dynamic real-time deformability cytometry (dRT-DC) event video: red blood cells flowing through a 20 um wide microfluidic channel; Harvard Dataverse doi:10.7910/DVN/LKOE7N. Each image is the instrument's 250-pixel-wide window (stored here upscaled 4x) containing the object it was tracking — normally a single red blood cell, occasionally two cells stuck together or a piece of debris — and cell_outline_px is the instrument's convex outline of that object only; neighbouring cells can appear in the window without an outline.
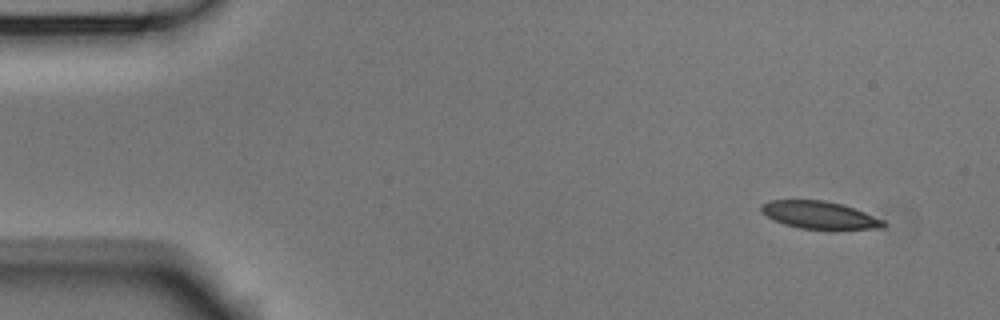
{"species": "Egyptian fruit bat (a non-hibernating species)", "species_latin": "Rousettus aegyptiacus", "temperature_condition": "room temperature", "stored_images_in_passage": 4, "camera_frame_rate_fps": 3000, "um_per_image_px": 0.085, "animal": {"sex": "male"}, "frame": {"image": 1, "passage_image": 1, "time_ms": 0.0, "image_size_px": [1000, 320], "cell_outline_px": [[888, 224], [884, 228], [800, 228], [784, 224], [768, 216], [760, 208], [760, 204], [772, 200], [824, 200], [840, 204], [864, 212], [884, 220]], "centroid_in_image_um": [69.66, 18.26], "position_along_channel_um": 15.3, "area_um2": 19.02}}
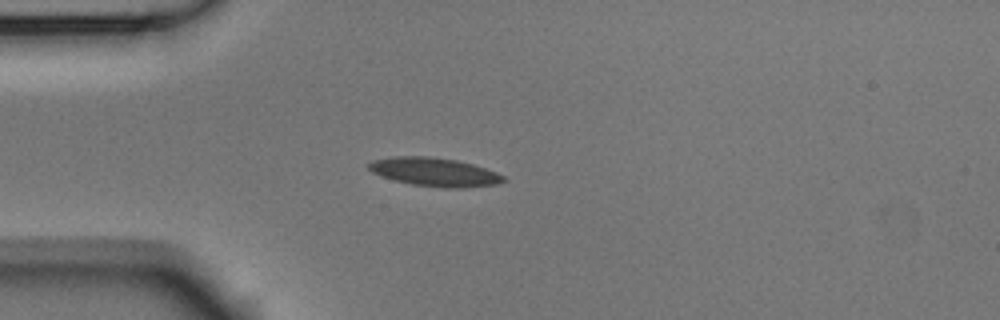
{"frame": {"image": 2, "passage_image": 3, "time_ms": 0.667, "image_size_px": [1000, 320], "cell_outline_px": [[508, 180], [496, 184], [460, 188], [444, 188], [412, 184], [380, 176], [372, 172], [368, 168], [368, 164], [372, 160], [392, 156], [428, 156], [456, 160], [472, 164], [496, 172], [504, 176]], "centroid_in_image_um": [36.92, 14.61], "position_along_channel_um": 48.1, "area_um2": 22.37}}